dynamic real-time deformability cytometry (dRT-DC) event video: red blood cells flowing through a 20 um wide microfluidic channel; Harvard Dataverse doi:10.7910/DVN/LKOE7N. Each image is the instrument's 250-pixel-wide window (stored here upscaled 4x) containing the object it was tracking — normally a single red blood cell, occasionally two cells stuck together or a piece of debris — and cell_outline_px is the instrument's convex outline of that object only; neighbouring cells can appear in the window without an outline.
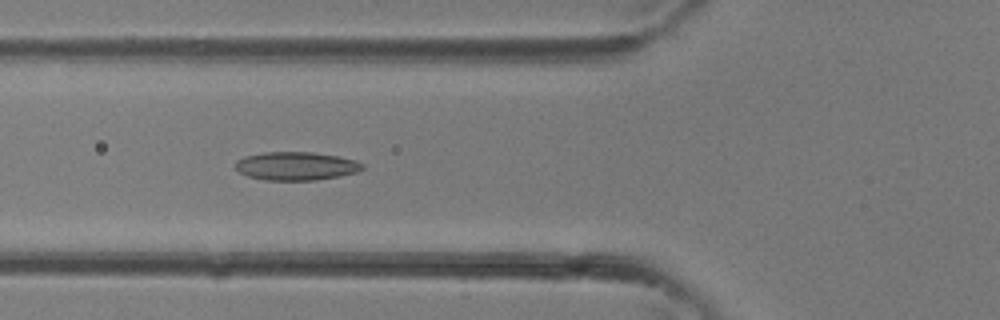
{"species": "common noctule bat (a hibernating species)", "species_latin": "Nyctalus noctula", "temperature_condition": "room temperature", "stored_images_in_passage": 35, "camera_frame_rate_fps": 3000, "um_per_image_px": 0.085, "animal": {"sex": "female"}, "frame": {"image": 1, "passage_image": 13, "time_ms": 4.0, "image_size_px": [1000, 320], "cell_outline_px": [[364, 168], [356, 172], [340, 176], [316, 180], [264, 180], [248, 176], [240, 172], [236, 168], [236, 160], [244, 156], [264, 152], [312, 152], [340, 156], [356, 160], [364, 164]], "centroid_in_image_um": [25.19, 14.11], "position_along_channel_um": 100.6, "area_um2": 21.1}}
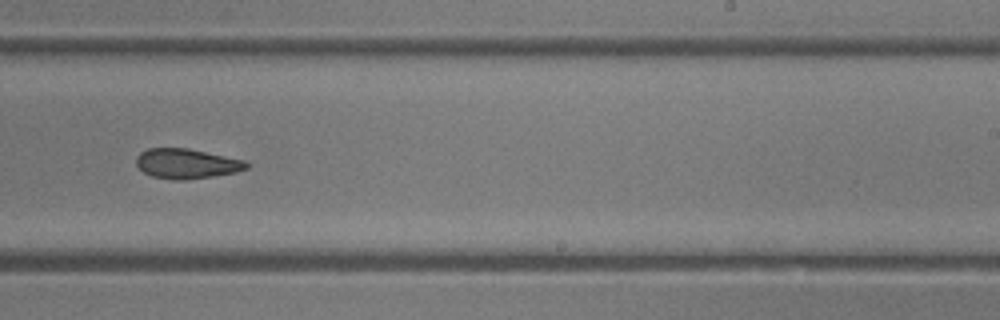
{"frame": {"image": 2, "passage_image": 22, "time_ms": 7.0, "image_size_px": [1000, 320], "cell_outline_px": [[248, 168], [236, 172], [212, 176], [184, 180], [172, 180], [152, 176], [144, 172], [136, 164], [136, 156], [140, 152], [148, 148], [188, 148], [244, 160], [248, 164]], "centroid_in_image_um": [15.84, 13.91], "position_along_channel_um": 273.2, "area_um2": 19.13}}
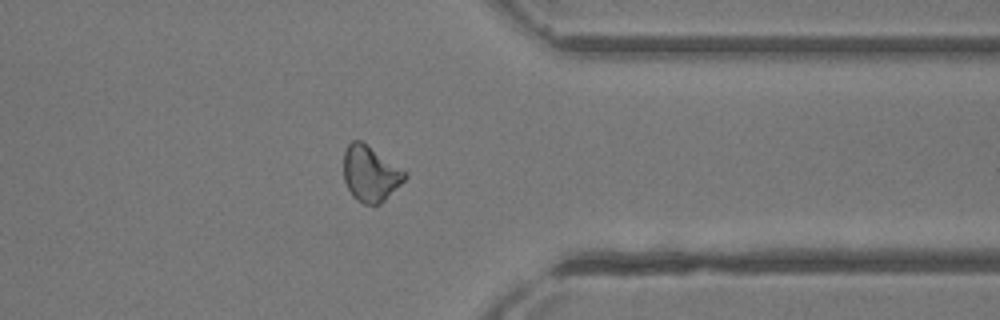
{"frame": {"image": 3, "passage_image": 28, "time_ms": 9.0, "image_size_px": [1000, 320], "cell_outline_px": [[408, 176], [380, 204], [364, 204], [356, 200], [352, 196], [344, 180], [344, 152], [348, 144], [352, 140], [360, 140], [408, 172]], "centroid_in_image_um": [31.48, 14.76], "position_along_channel_um": 379.9, "area_um2": 19.71}}